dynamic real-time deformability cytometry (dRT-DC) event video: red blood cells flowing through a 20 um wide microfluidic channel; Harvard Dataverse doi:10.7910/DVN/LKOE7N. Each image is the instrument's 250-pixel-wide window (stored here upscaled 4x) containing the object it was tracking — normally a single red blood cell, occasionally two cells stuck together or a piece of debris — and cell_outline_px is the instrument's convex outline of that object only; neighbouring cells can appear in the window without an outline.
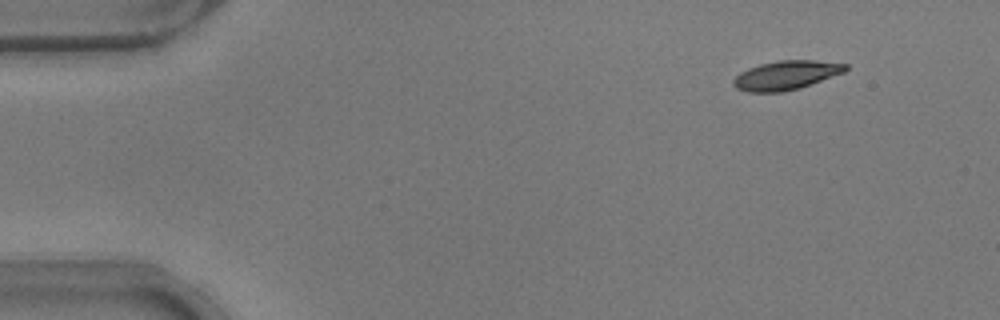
{"species": "common noctule bat (a hibernating species)", "species_latin": "Nyctalus noctula", "temperature_condition": "warm", "stored_images_in_passage": 19, "camera_frame_rate_fps": 3000, "um_per_image_px": 0.085, "animal": {"sex": "male", "body_mass_g": 17.9}, "frame": {"image": 1, "passage_image": 1, "time_ms": 0.0, "image_size_px": [1000, 320], "cell_outline_px": [[848, 68], [844, 72], [800, 88], [784, 92], [748, 92], [736, 88], [732, 84], [732, 80], [740, 72], [748, 68], [760, 64], [776, 60], [812, 60], [848, 64]], "centroid_in_image_um": [66.79, 6.39], "position_along_channel_um": 18.2, "area_um2": 19.02}}
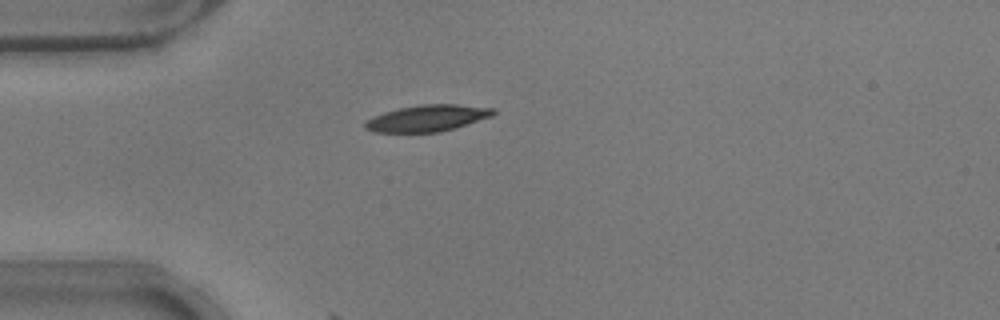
{"frame": {"image": 2, "passage_image": 10, "time_ms": 3.0, "image_size_px": [1000, 320], "cell_outline_px": [[496, 112], [492, 116], [440, 132], [376, 132], [364, 128], [364, 120], [384, 112], [400, 108], [420, 104], [456, 104], [496, 108]], "centroid_in_image_um": [36.31, 10.04], "position_along_channel_um": 48.7, "area_um2": 19.71}}
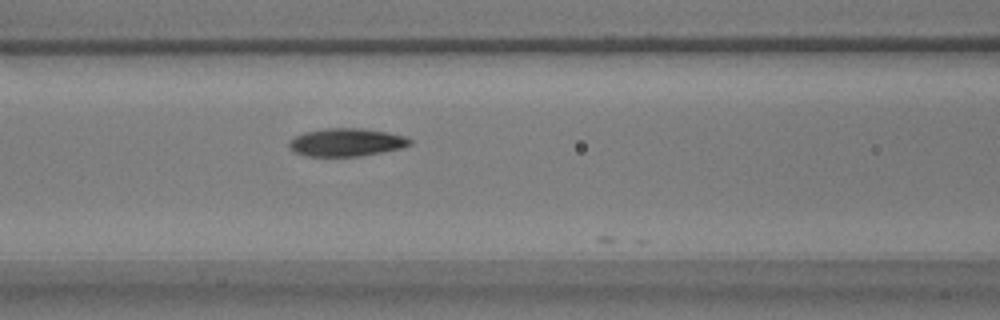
{"frame": {"image": 3, "passage_image": 18, "time_ms": 5.667, "image_size_px": [1000, 320], "cell_outline_px": [[412, 144], [400, 148], [360, 156], [304, 156], [296, 152], [288, 144], [296, 136], [304, 132], [324, 128], [360, 128], [388, 132], [404, 136], [412, 140]], "centroid_in_image_um": [29.46, 12.09], "position_along_channel_um": 137.1, "area_um2": 19.48}}